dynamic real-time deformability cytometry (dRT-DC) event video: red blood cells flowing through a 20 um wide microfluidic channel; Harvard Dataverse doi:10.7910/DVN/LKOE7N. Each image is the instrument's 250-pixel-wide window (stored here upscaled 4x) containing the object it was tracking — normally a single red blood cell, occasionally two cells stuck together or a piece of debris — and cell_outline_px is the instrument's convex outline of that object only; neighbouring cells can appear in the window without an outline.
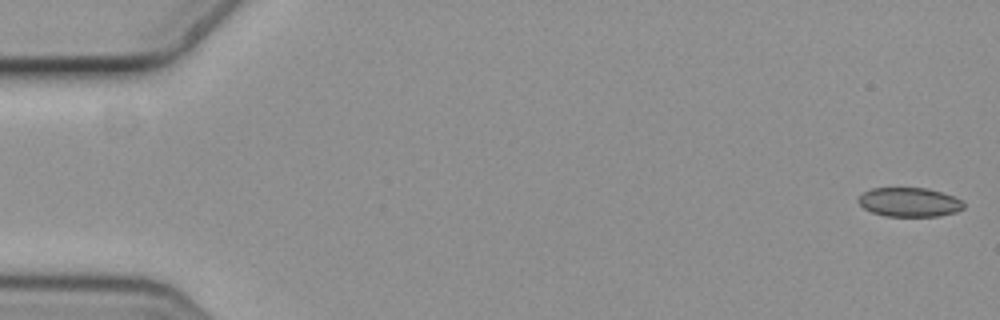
{"species": "common noctule bat (a hibernating species)", "species_latin": "Nyctalus noctula", "temperature_condition": "cold", "stored_images_in_passage": 9, "camera_frame_rate_fps": 3000, "um_per_image_px": 0.085, "animal": {"sex": "female", "body_mass_g": 19.3, "forearm_length_mm": 54.1}, "frame": {"image": 1, "passage_image": 1, "time_ms": 0.0, "image_size_px": [1000, 320], "cell_outline_px": [[964, 208], [956, 212], [940, 216], [884, 216], [872, 212], [864, 208], [856, 200], [864, 192], [872, 188], [928, 188], [964, 200]], "centroid_in_image_um": [77.31, 17.19], "position_along_channel_um": 7.7, "area_um2": 17.92}}
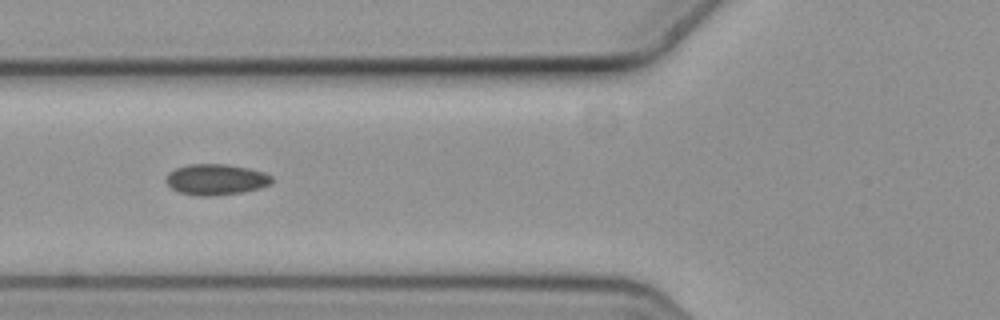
{"frame": {"image": 2, "passage_image": 7, "time_ms": 2.0, "image_size_px": [1000, 320], "cell_outline_px": [[272, 184], [260, 188], [244, 192], [212, 196], [196, 196], [180, 192], [172, 188], [164, 180], [168, 172], [176, 168], [188, 164], [228, 164], [248, 168], [264, 172], [272, 176]], "centroid_in_image_um": [18.36, 15.26], "position_along_channel_um": 107.4, "area_um2": 19.25}}
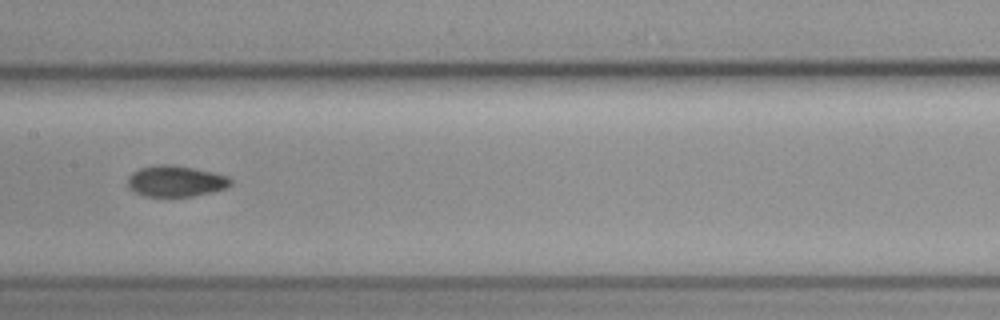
{"frame": {"image": 3, "passage_image": 9, "time_ms": 2.667, "image_size_px": [1000, 320], "cell_outline_px": [[232, 184], [228, 188], [212, 192], [192, 196], [144, 196], [128, 188], [128, 176], [132, 172], [140, 168], [152, 164], [172, 164], [212, 172], [228, 176], [232, 180]], "centroid_in_image_um": [14.93, 15.39], "position_along_channel_um": 192.5, "area_um2": 18.79}}